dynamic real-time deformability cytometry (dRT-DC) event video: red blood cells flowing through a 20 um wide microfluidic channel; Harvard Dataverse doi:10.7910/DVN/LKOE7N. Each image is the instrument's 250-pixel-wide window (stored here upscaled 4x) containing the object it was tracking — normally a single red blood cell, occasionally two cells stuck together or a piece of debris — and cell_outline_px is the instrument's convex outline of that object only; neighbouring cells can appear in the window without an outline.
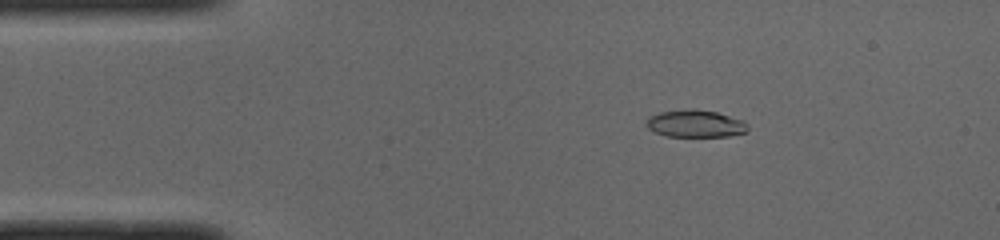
{"species": "common noctule bat (a hibernating species)", "species_latin": "Nyctalus noctula", "temperature_condition": "cold", "stored_images_in_passage": 50, "camera_frame_rate_fps": 3000, "um_per_image_px": 0.085, "animal": {"sex": "male", "body_mass_g": 19.0, "forearm_length_mm": 50.8}, "frame": {"image": 1, "passage_image": 8, "time_ms": 2.333, "image_size_px": [1000, 240], "cell_outline_px": [[748, 132], [728, 136], [668, 136], [656, 132], [648, 128], [644, 124], [648, 116], [660, 112], [688, 108], [692, 108], [716, 112], [744, 120], [748, 124]], "centroid_in_image_um": [59.11, 10.5], "position_along_channel_um": 25.9, "area_um2": 16.3}}
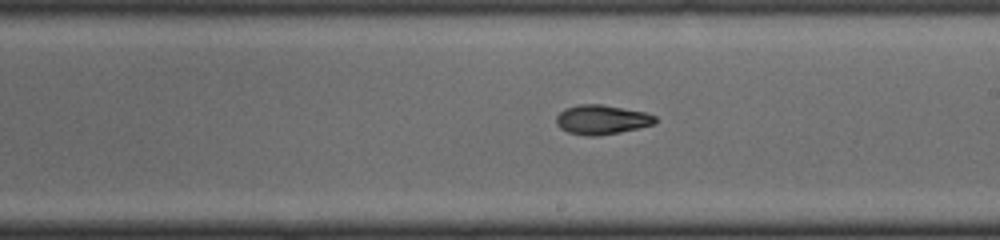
{"frame": {"image": 2, "passage_image": 28, "time_ms": 9.0, "image_size_px": [1000, 240], "cell_outline_px": [[656, 120], [652, 124], [620, 132], [596, 136], [588, 136], [568, 132], [560, 128], [556, 124], [556, 116], [564, 108], [580, 104], [600, 104], [644, 112], [656, 116]], "centroid_in_image_um": [51.09, 10.16], "position_along_channel_um": 237.9, "area_um2": 16.76}}
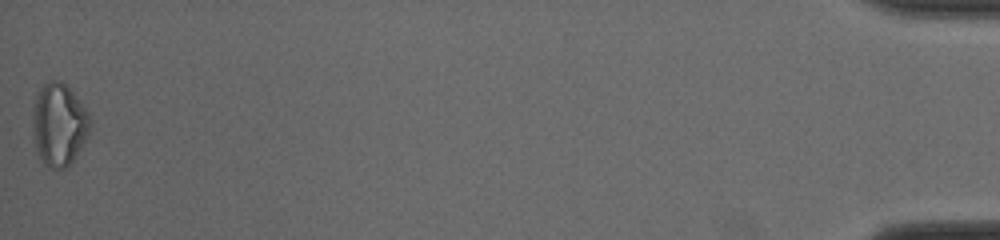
{"frame": {"image": 3, "passage_image": 50, "time_ms": 16.333, "image_size_px": [1000, 240], "cell_outline_px": [[92, 124], [84, 140], [68, 168], [52, 168], [40, 156], [36, 148], [32, 112], [32, 108], [36, 92], [44, 84], [52, 80], [60, 80], [76, 96], [88, 112], [92, 120]], "centroid_in_image_um": [5.01, 10.53], "position_along_channel_um": 430.2, "area_um2": 27.17}, "authors_computed_cell_mechanics": {"area_um2": 16.8198, "velocity_mm_per_s": 4.0025, "shape_relaxation_time_tau1_ms": 11.1766, "shape_relaxation_time_tau2_ms": 3.3538, "deformation_change_tau1": 0.2897, "deformation_change_tau2": 0.0617}}